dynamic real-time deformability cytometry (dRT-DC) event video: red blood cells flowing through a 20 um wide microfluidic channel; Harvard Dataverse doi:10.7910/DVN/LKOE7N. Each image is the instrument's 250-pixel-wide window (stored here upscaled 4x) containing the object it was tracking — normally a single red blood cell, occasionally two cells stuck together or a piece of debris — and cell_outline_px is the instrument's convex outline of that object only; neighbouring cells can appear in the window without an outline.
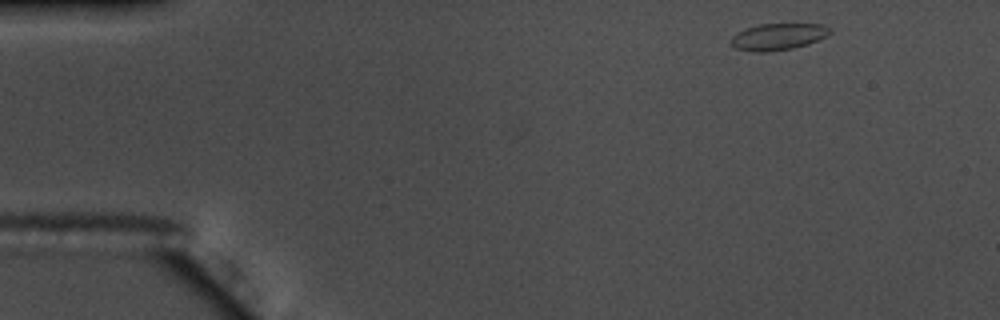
{"species": "common noctule bat (a hibernating species)", "species_latin": "Nyctalus noctula", "temperature_condition": "warm", "stored_images_in_passage": 50, "camera_frame_rate_fps": 3000, "um_per_image_px": 0.085, "animal": {"sex": "male", "body_mass_g": 17.5, "forearm_length_mm": 52.3}, "frame": {"image": 1, "passage_image": 1, "time_ms": 0.0, "image_size_px": [1000, 320], "cell_outline_px": [[832, 32], [808, 44], [792, 48], [768, 52], [752, 52], [736, 48], [728, 40], [736, 32], [744, 28], [760, 24], [824, 24], [832, 28]], "centroid_in_image_um": [66.1, 3.11], "position_along_channel_um": 18.9, "area_um2": 15.49}}
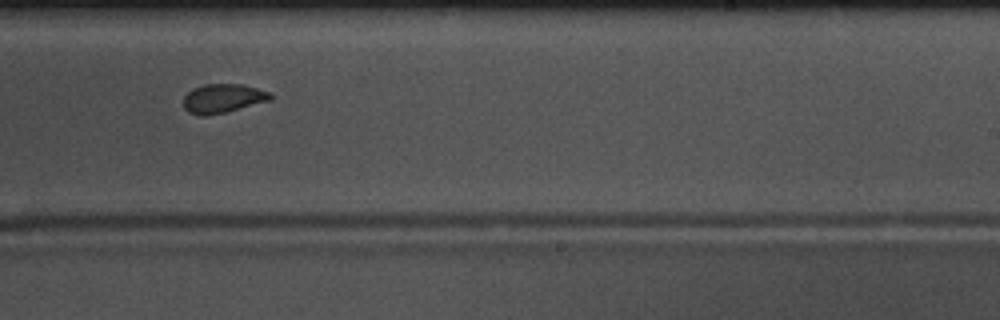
{"frame": {"image": 2, "passage_image": 29, "time_ms": 9.333, "image_size_px": [1000, 320], "cell_outline_px": [[272, 100], [224, 112], [204, 116], [200, 116], [188, 112], [184, 108], [184, 96], [192, 88], [204, 84], [240, 84], [256, 88], [268, 92], [272, 96]], "centroid_in_image_um": [18.91, 8.36], "position_along_channel_um": 270.1, "area_um2": 14.57}}
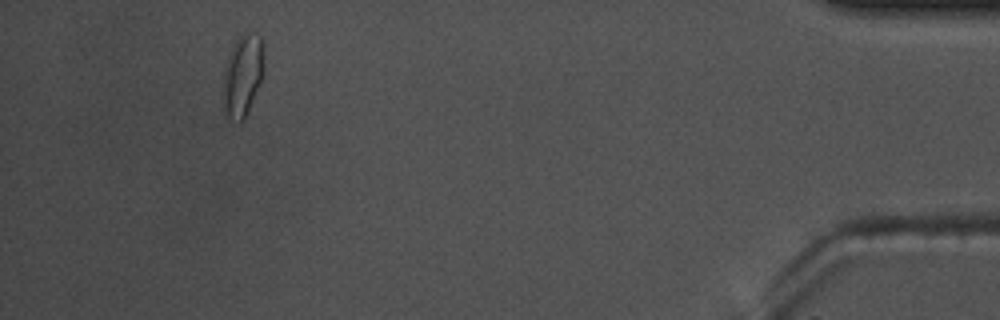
{"frame": {"image": 3, "passage_image": 46, "time_ms": 15.0, "image_size_px": [1000, 320], "cell_outline_px": [[264, 44], [260, 80], [244, 120], [240, 120], [224, 116], [224, 68], [228, 56], [236, 40], [248, 28], [260, 36]], "centroid_in_image_um": [20.62, 6.32], "position_along_channel_um": 414.6, "area_um2": 19.02}, "authors_computed_cell_mechanics": {"area_um2": 15.1436, "velocity_mm_per_s": 3.7033, "shape_relaxation_time_tau1_ms": null, "shape_relaxation_time_tau2_ms": 1.006, "deformation_change_tau1": null, "deformation_change_tau2": 0.0708}}